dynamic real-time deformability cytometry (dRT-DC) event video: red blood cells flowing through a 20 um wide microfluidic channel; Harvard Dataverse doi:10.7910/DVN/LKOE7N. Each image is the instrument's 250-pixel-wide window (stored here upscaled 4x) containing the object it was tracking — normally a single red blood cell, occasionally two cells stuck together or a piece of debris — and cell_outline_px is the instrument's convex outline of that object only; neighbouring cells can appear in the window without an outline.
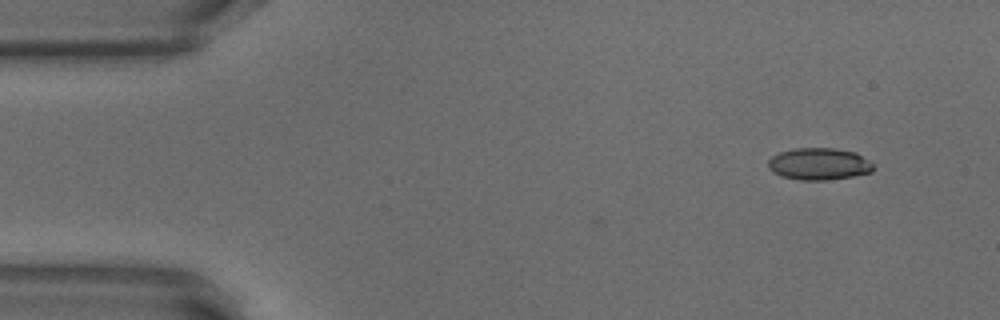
{"species": "common noctule bat (a hibernating species)", "species_latin": "Nyctalus noctula", "temperature_condition": "warm", "stored_images_in_passage": 3, "camera_frame_rate_fps": 3000, "um_per_image_px": 0.085, "animal": {"sex": "male", "body_mass_g": 18.8}, "frame": {"image": 1, "passage_image": 1, "time_ms": 0.0, "image_size_px": [1000, 320], "cell_outline_px": [[872, 172], [852, 176], [828, 180], [800, 180], [780, 176], [772, 172], [768, 168], [768, 160], [772, 156], [780, 152], [796, 148], [832, 148], [856, 152], [868, 160], [872, 164]], "centroid_in_image_um": [69.58, 13.94], "position_along_channel_um": 15.4, "area_um2": 19.59}}